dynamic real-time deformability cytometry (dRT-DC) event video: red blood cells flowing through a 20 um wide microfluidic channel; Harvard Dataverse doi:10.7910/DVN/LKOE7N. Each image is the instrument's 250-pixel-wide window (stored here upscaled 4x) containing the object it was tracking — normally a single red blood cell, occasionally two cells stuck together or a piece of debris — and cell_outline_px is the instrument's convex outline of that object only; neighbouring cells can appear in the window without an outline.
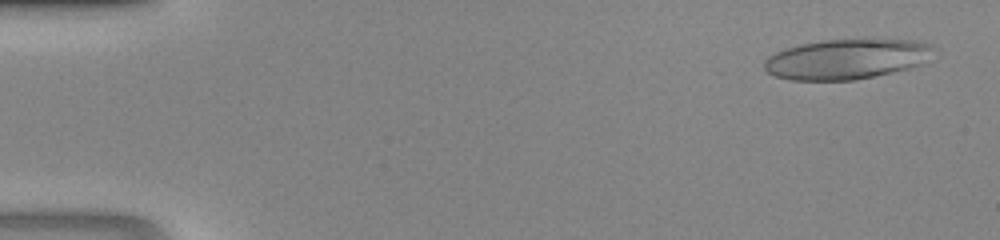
{"species": "human", "species_latin": "Homo sapiens", "temperature_condition": "room temperature", "stored_images_in_passage": 47, "camera_frame_rate_fps": 3000, "um_per_image_px": 0.085, "donor": {"sex": "male"}, "frame": {"image": 1, "passage_image": 3, "time_ms": 0.667, "image_size_px": [1000, 240], "cell_outline_px": [[928, 48], [920, 64], [908, 68], [892, 72], [852, 80], [792, 80], [776, 76], [768, 72], [764, 68], [764, 60], [768, 56], [776, 52], [800, 44], [824, 40], [864, 36], [912, 40], [928, 44]], "centroid_in_image_um": [71.86, 4.98], "position_along_channel_um": 13.1, "area_um2": 39.59}}
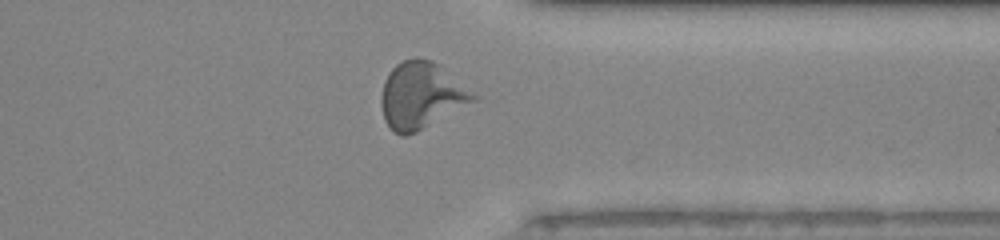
{"frame": {"image": 2, "passage_image": 37, "time_ms": 12.0, "image_size_px": [1000, 240], "cell_outline_px": [[480, 100], [416, 132], [404, 136], [400, 136], [384, 120], [380, 100], [380, 96], [384, 80], [392, 68], [396, 64], [404, 60], [416, 56], [432, 60], [440, 64], [480, 96]], "centroid_in_image_um": [35.86, 8.09], "position_along_channel_um": 375.5, "area_um2": 36.41}}
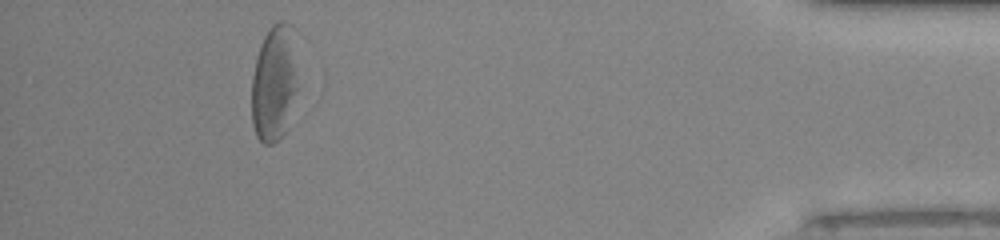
{"frame": {"image": 3, "passage_image": 43, "time_ms": 14.0, "image_size_px": [1000, 240], "cell_outline_px": [[296, 88], [284, 132], [272, 144], [264, 144], [256, 136], [252, 124], [252, 76], [256, 56], [260, 44], [264, 36], [272, 24], [280, 20], [284, 20], [292, 24], [296, 28]], "centroid_in_image_um": [23.3, 6.94], "position_along_channel_um": 411.9, "area_um2": 31.56}}